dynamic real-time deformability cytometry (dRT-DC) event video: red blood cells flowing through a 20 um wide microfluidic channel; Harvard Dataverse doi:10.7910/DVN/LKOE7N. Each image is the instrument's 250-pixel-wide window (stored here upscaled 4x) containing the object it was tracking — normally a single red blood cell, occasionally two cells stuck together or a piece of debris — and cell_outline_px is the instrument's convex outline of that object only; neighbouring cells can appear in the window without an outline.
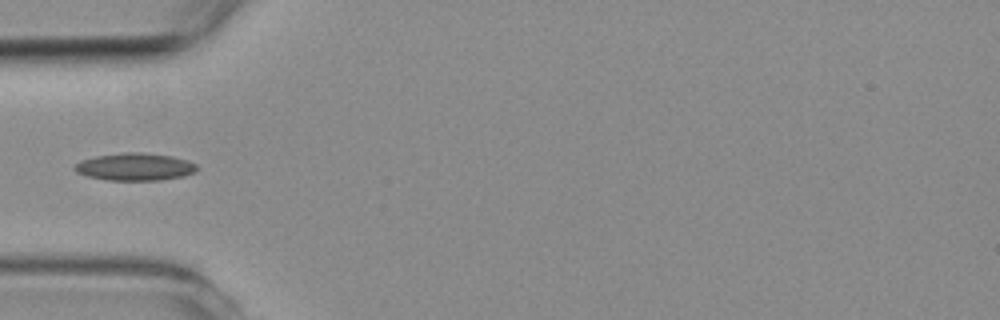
{"species": "common noctule bat (a hibernating species)", "species_latin": "Nyctalus noctula", "temperature_condition": "room temperature", "stored_images_in_passage": 5, "camera_frame_rate_fps": 3000, "um_per_image_px": 0.085, "animal": {"sex": "female", "body_mass_g": 19.3, "forearm_length_mm": 54.1}, "frame": {"image": 1, "passage_image": 4, "time_ms": 3.667, "image_size_px": [1000, 320], "cell_outline_px": [[196, 168], [192, 172], [184, 176], [160, 180], [108, 180], [88, 176], [76, 172], [72, 168], [80, 160], [96, 156], [124, 152], [140, 152], [172, 156], [188, 160], [196, 164]], "centroid_in_image_um": [11.44, 14.17], "position_along_channel_um": 73.6, "area_um2": 19.48}}
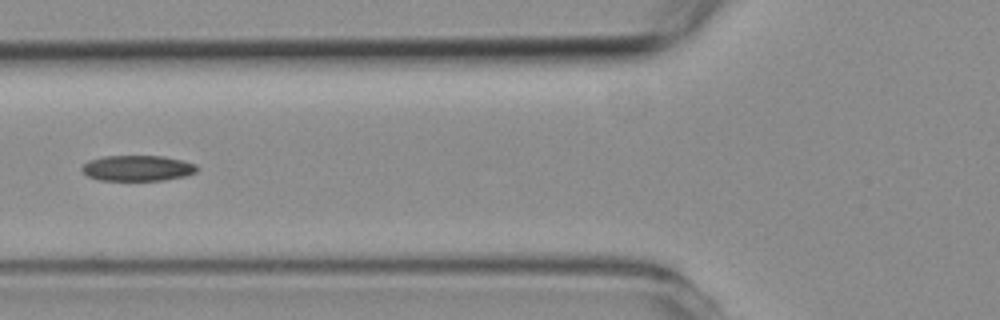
{"frame": {"image": 2, "passage_image": 5, "time_ms": 4.667, "image_size_px": [1000, 320], "cell_outline_px": [[200, 168], [196, 172], [184, 176], [164, 180], [100, 180], [88, 176], [80, 168], [88, 160], [104, 156], [164, 156], [196, 164]], "centroid_in_image_um": [11.7, 14.29], "position_along_channel_um": 114.1, "area_um2": 17.17}}